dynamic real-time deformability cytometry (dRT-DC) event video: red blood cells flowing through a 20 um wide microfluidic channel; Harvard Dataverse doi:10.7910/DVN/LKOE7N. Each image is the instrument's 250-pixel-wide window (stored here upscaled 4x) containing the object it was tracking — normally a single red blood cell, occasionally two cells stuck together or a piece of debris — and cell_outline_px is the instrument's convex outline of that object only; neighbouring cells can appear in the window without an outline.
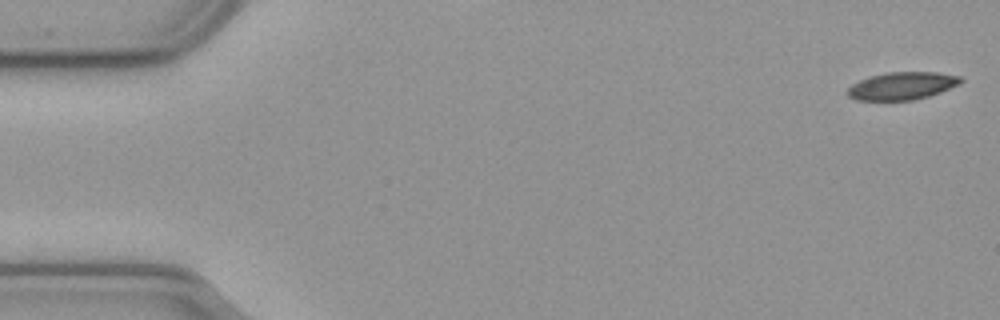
{"species": "common noctule bat (a hibernating species)", "species_latin": "Nyctalus noctula", "temperature_condition": "cold", "stored_images_in_passage": 56, "camera_frame_rate_fps": 3000, "um_per_image_px": 0.085, "animal": {"sex": "male", "body_mass_g": 23.1, "forearm_length_mm": 52.7}, "frame": {"image": 1, "passage_image": 1, "time_ms": 0.0, "image_size_px": [1000, 320], "cell_outline_px": [[964, 80], [960, 84], [940, 92], [928, 96], [912, 100], [856, 100], [848, 96], [848, 88], [852, 84], [860, 80], [872, 76], [888, 72], [936, 72], [960, 76]], "centroid_in_image_um": [76.7, 7.29], "position_along_channel_um": 8.3, "area_um2": 18.09}}
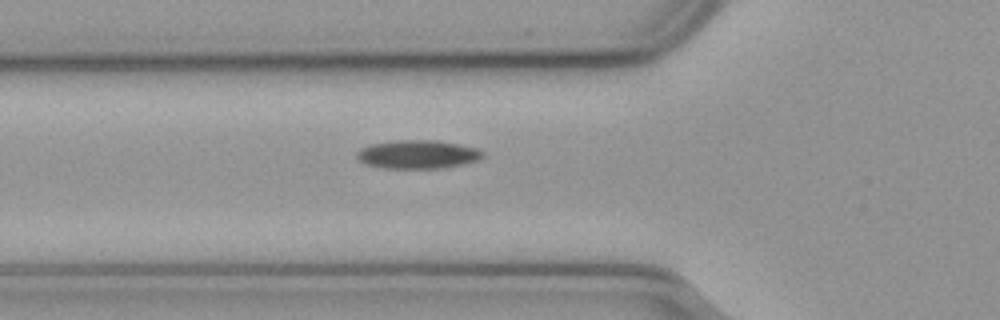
{"frame": {"image": 2, "passage_image": 19, "time_ms": 6.0, "image_size_px": [1000, 320], "cell_outline_px": [[484, 156], [476, 160], [464, 164], [436, 168], [384, 168], [364, 164], [356, 156], [356, 152], [360, 148], [372, 144], [396, 140], [436, 140], [476, 148], [484, 152]], "centroid_in_image_um": [35.47, 13.12], "position_along_channel_um": 90.3, "area_um2": 20.75}}
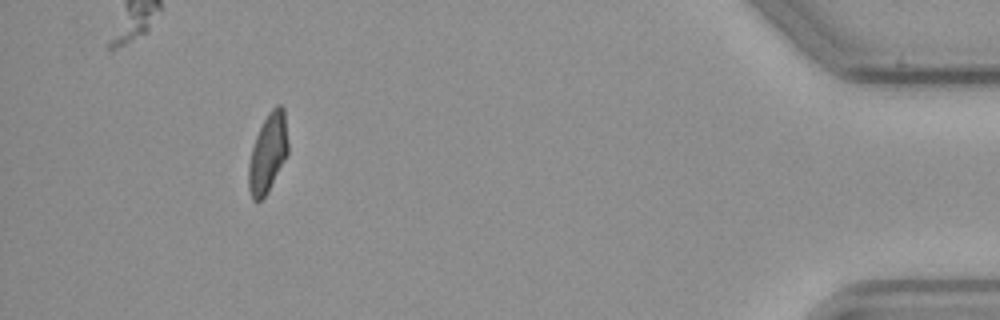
{"frame": {"image": 3, "passage_image": 51, "time_ms": 16.667, "image_size_px": [1000, 320], "cell_outline_px": [[288, 156], [268, 192], [260, 200], [252, 200], [248, 188], [248, 164], [252, 148], [256, 136], [268, 112], [276, 104], [280, 104], [284, 108], [288, 140]], "centroid_in_image_um": [22.78, 13.01], "position_along_channel_um": 412.4, "area_um2": 18.38}, "authors_computed_cell_mechanics": {"area_um2": 19.2763, "velocity_mm_per_s": 3.6516, "shape_relaxation_time_tau1_ms": null, "shape_relaxation_time_tau2_ms": 2.8862, "deformation_change_tau1": null, "deformation_change_tau2": 0.0749}}